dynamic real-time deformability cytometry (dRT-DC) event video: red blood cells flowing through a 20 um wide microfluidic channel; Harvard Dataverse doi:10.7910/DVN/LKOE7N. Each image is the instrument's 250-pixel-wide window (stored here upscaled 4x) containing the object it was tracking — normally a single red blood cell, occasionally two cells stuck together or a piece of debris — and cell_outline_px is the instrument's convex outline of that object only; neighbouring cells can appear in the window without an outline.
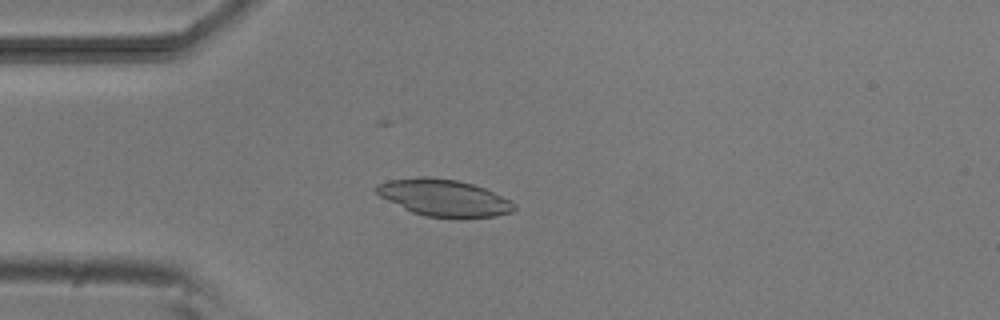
{"species": "common noctule bat (a hibernating species)", "species_latin": "Nyctalus noctula", "temperature_condition": "room temperature", "stored_images_in_passage": 5, "camera_frame_rate_fps": 3000, "um_per_image_px": 0.085, "animal": {"sex": "male", "body_mass_g": 20.5, "forearm_length_mm": 52.5}, "frame": {"image": 1, "passage_image": 5, "time_ms": 5.333, "image_size_px": [1000, 320], "cell_outline_px": [[516, 208], [512, 212], [496, 216], [460, 220], [424, 216], [412, 212], [380, 196], [372, 188], [376, 184], [388, 180], [420, 176], [428, 176], [456, 180], [472, 184], [484, 188], [512, 200], [516, 204]], "centroid_in_image_um": [37.76, 16.84], "position_along_channel_um": 47.2, "area_um2": 30.29}}